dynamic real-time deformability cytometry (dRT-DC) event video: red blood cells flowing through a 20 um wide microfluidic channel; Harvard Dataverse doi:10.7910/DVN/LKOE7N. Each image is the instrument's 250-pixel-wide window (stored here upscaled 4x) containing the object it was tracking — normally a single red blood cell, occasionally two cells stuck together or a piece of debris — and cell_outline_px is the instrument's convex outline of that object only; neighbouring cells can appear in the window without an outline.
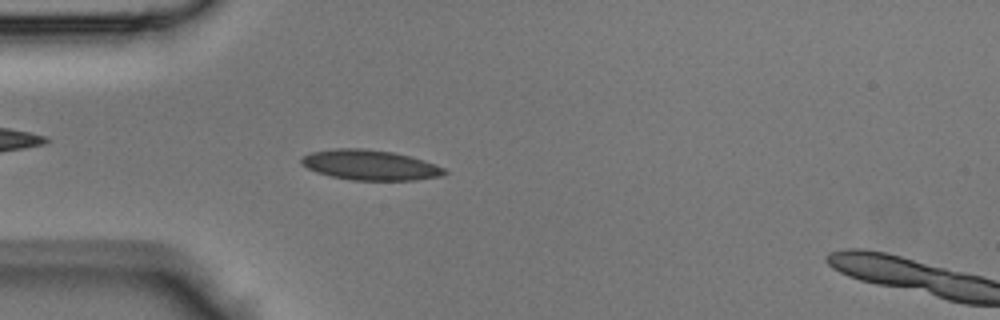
{"species": "Egyptian fruit bat (a non-hibernating species)", "species_latin": "Rousettus aegyptiacus", "temperature_condition": "room temperature", "stored_images_in_passage": 43, "camera_frame_rate_fps": 3000, "um_per_image_px": 0.085, "animal": {"sex": "male"}, "frame": {"image": 1, "passage_image": 11, "time_ms": 3.333, "image_size_px": [1000, 320], "cell_outline_px": [[448, 172], [440, 176], [416, 180], [352, 180], [332, 176], [316, 172], [300, 164], [300, 156], [312, 152], [332, 148], [364, 148], [392, 152], [424, 160], [444, 168]], "centroid_in_image_um": [31.41, 14.02], "position_along_channel_um": 53.6, "area_um2": 25.14}}
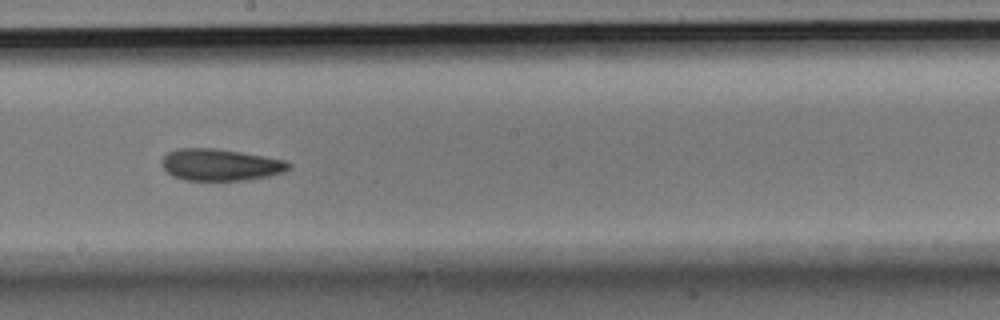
{"frame": {"image": 2, "passage_image": 23, "time_ms": 7.333, "image_size_px": [1000, 320], "cell_outline_px": [[292, 164], [284, 172], [268, 176], [244, 180], [184, 180], [172, 176], [160, 164], [160, 160], [168, 152], [176, 148], [216, 148], [264, 156], [284, 160]], "centroid_in_image_um": [18.69, 14.0], "position_along_channel_um": 229.5, "area_um2": 23.52}}
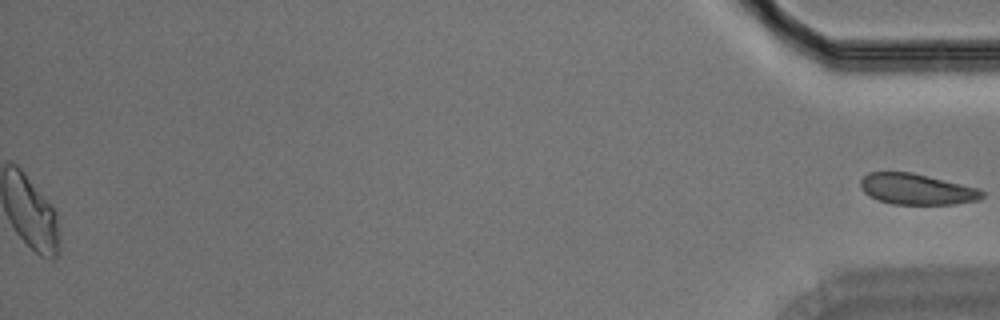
{"frame": {"image": 3, "passage_image": 43, "time_ms": 14.0, "image_size_px": [1000, 320], "cell_outline_px": [[984, 196], [980, 200], [952, 204], [892, 204], [876, 200], [868, 196], [860, 188], [860, 180], [868, 172], [912, 172], [976, 188], [984, 192]], "centroid_in_image_um": [77.86, 16.08], "position_along_channel_um": 357.3, "area_um2": 21.85}}